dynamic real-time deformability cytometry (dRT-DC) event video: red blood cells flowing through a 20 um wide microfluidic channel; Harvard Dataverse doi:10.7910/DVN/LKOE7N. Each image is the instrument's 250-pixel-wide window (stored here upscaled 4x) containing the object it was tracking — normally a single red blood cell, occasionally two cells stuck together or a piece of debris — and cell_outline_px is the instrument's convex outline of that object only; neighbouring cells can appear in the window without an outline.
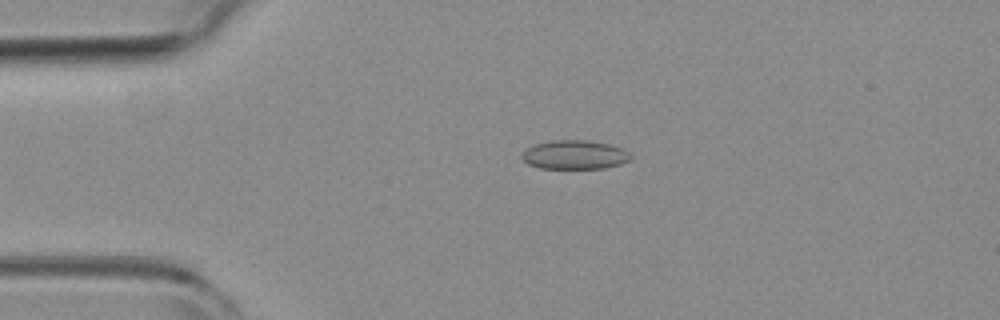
{"species": "common noctule bat (a hibernating species)", "species_latin": "Nyctalus noctula", "temperature_condition": "room temperature", "stored_images_in_passage": 4, "camera_frame_rate_fps": 3000, "um_per_image_px": 0.085, "animal": {"sex": "female", "body_mass_g": 19.3, "forearm_length_mm": 54.1}, "frame": {"image": 1, "passage_image": 3, "time_ms": 0.667, "image_size_px": [1000, 320], "cell_outline_px": [[632, 156], [628, 160], [620, 164], [604, 168], [540, 168], [528, 164], [520, 156], [528, 148], [536, 144], [552, 140], [588, 140], [608, 144], [624, 148]], "centroid_in_image_um": [48.86, 13.15], "position_along_channel_um": 36.1, "area_um2": 18.21}}